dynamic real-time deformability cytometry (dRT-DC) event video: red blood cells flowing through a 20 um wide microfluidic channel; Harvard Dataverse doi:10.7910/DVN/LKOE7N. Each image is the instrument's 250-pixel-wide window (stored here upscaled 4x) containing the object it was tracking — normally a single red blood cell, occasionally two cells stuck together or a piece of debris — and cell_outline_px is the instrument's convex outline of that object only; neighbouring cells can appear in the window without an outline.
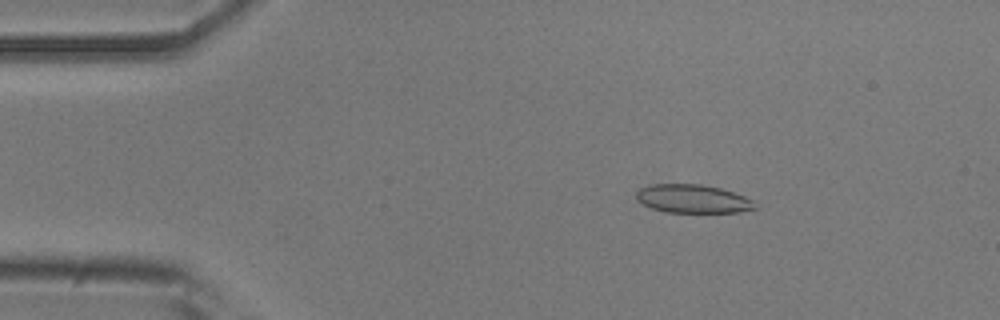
{"species": "common noctule bat (a hibernating species)", "species_latin": "Nyctalus noctula", "temperature_condition": "room temperature", "stored_images_in_passage": 52, "camera_frame_rate_fps": 3000, "um_per_image_px": 0.085, "animal": {"sex": "male", "body_mass_g": 20.5, "forearm_length_mm": 52.5}, "frame": {"image": 1, "passage_image": 8, "time_ms": 2.333, "image_size_px": [1000, 320], "cell_outline_px": [[760, 208], [740, 212], [668, 212], [652, 208], [636, 200], [636, 192], [640, 188], [652, 184], [700, 184], [720, 188], [744, 196], [752, 200]], "centroid_in_image_um": [58.91, 16.9], "position_along_channel_um": 26.1, "area_um2": 19.65}}
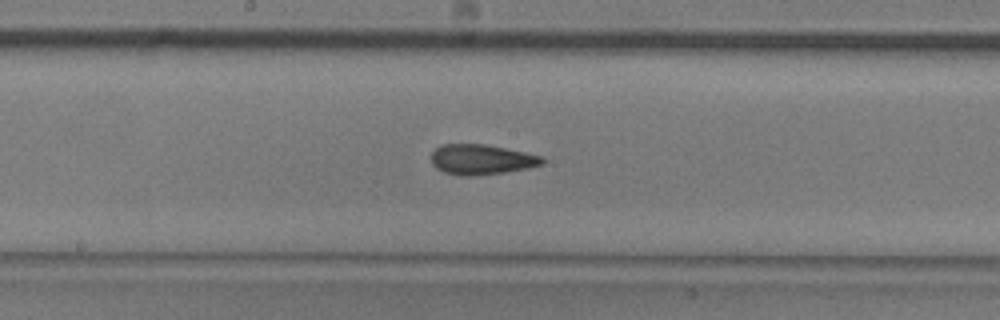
{"frame": {"image": 2, "passage_image": 27, "time_ms": 8.667, "image_size_px": [1000, 320], "cell_outline_px": [[544, 164], [528, 168], [504, 172], [472, 176], [460, 176], [444, 172], [436, 168], [432, 164], [432, 152], [440, 144], [484, 144], [544, 156]], "centroid_in_image_um": [40.92, 13.56], "position_along_channel_um": 207.3, "area_um2": 19.54}}
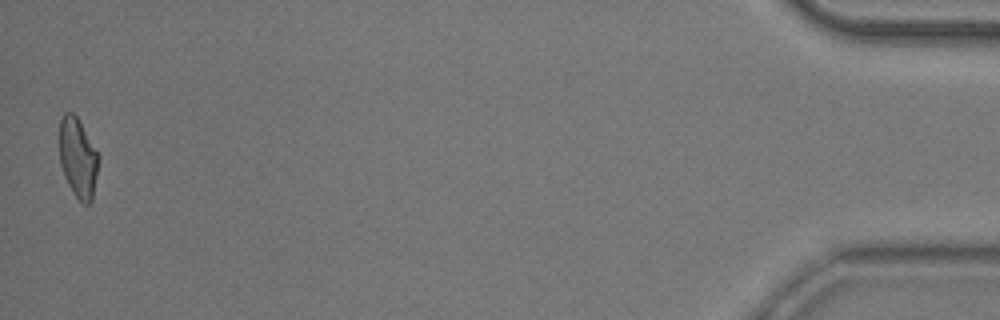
{"frame": {"image": 3, "passage_image": 52, "time_ms": 17.0, "image_size_px": [1000, 320], "cell_outline_px": [[100, 160], [92, 200], [88, 204], [84, 204], [72, 192], [64, 176], [60, 164], [60, 120], [64, 112], [72, 112], [76, 116], [100, 156]], "centroid_in_image_um": [6.64, 13.43], "position_along_channel_um": 428.6, "area_um2": 18.15}, "authors_computed_cell_mechanics": {"area_um2": 19.4786, "velocity_mm_per_s": 3.796, "shape_relaxation_time_tau1_ms": null, "shape_relaxation_time_tau2_ms": 1.6507, "deformation_change_tau1": null, "deformation_change_tau2": 0.0856}}